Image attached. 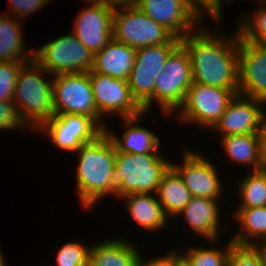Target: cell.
Here are the masks:
<instances>
[{"mask_svg": "<svg viewBox=\"0 0 266 266\" xmlns=\"http://www.w3.org/2000/svg\"><path fill=\"white\" fill-rule=\"evenodd\" d=\"M21 20L0 14V62H31L34 53L26 49L21 33ZM25 46V47H24ZM30 54V55H29ZM28 58V59H27Z\"/></svg>", "mask_w": 266, "mask_h": 266, "instance_id": "24", "label": "cell"}, {"mask_svg": "<svg viewBox=\"0 0 266 266\" xmlns=\"http://www.w3.org/2000/svg\"><path fill=\"white\" fill-rule=\"evenodd\" d=\"M178 266H185V265L182 262H180Z\"/></svg>", "mask_w": 266, "mask_h": 266, "instance_id": "42", "label": "cell"}, {"mask_svg": "<svg viewBox=\"0 0 266 266\" xmlns=\"http://www.w3.org/2000/svg\"><path fill=\"white\" fill-rule=\"evenodd\" d=\"M258 137V171L266 172V119L262 123L260 130L256 133Z\"/></svg>", "mask_w": 266, "mask_h": 266, "instance_id": "37", "label": "cell"}, {"mask_svg": "<svg viewBox=\"0 0 266 266\" xmlns=\"http://www.w3.org/2000/svg\"><path fill=\"white\" fill-rule=\"evenodd\" d=\"M90 246L69 242L64 244L57 252L58 266H88Z\"/></svg>", "mask_w": 266, "mask_h": 266, "instance_id": "31", "label": "cell"}, {"mask_svg": "<svg viewBox=\"0 0 266 266\" xmlns=\"http://www.w3.org/2000/svg\"><path fill=\"white\" fill-rule=\"evenodd\" d=\"M161 156L158 152L130 154L116 150L113 169L116 196L156 193L163 175L172 166V162Z\"/></svg>", "mask_w": 266, "mask_h": 266, "instance_id": "4", "label": "cell"}, {"mask_svg": "<svg viewBox=\"0 0 266 266\" xmlns=\"http://www.w3.org/2000/svg\"><path fill=\"white\" fill-rule=\"evenodd\" d=\"M192 82L191 58L186 47L180 43L169 54L163 70L156 77L153 101L163 114L171 115L184 103Z\"/></svg>", "mask_w": 266, "mask_h": 266, "instance_id": "5", "label": "cell"}, {"mask_svg": "<svg viewBox=\"0 0 266 266\" xmlns=\"http://www.w3.org/2000/svg\"><path fill=\"white\" fill-rule=\"evenodd\" d=\"M175 251H171L162 257L152 258L145 261L141 258V254L138 257L136 266H178L181 262L180 254Z\"/></svg>", "mask_w": 266, "mask_h": 266, "instance_id": "36", "label": "cell"}, {"mask_svg": "<svg viewBox=\"0 0 266 266\" xmlns=\"http://www.w3.org/2000/svg\"><path fill=\"white\" fill-rule=\"evenodd\" d=\"M124 239H110L90 247L88 266H136L139 251Z\"/></svg>", "mask_w": 266, "mask_h": 266, "instance_id": "21", "label": "cell"}, {"mask_svg": "<svg viewBox=\"0 0 266 266\" xmlns=\"http://www.w3.org/2000/svg\"><path fill=\"white\" fill-rule=\"evenodd\" d=\"M29 62H0V101H13L20 70Z\"/></svg>", "mask_w": 266, "mask_h": 266, "instance_id": "30", "label": "cell"}, {"mask_svg": "<svg viewBox=\"0 0 266 266\" xmlns=\"http://www.w3.org/2000/svg\"><path fill=\"white\" fill-rule=\"evenodd\" d=\"M227 266H263L259 252L253 246L234 245L228 256Z\"/></svg>", "mask_w": 266, "mask_h": 266, "instance_id": "32", "label": "cell"}, {"mask_svg": "<svg viewBox=\"0 0 266 266\" xmlns=\"http://www.w3.org/2000/svg\"><path fill=\"white\" fill-rule=\"evenodd\" d=\"M234 245L230 240L229 245L223 250H219L217 247H193L180 255L181 262L185 266H227L228 256Z\"/></svg>", "mask_w": 266, "mask_h": 266, "instance_id": "28", "label": "cell"}, {"mask_svg": "<svg viewBox=\"0 0 266 266\" xmlns=\"http://www.w3.org/2000/svg\"><path fill=\"white\" fill-rule=\"evenodd\" d=\"M24 126L19 118L14 102L0 101V130H14V128H24Z\"/></svg>", "mask_w": 266, "mask_h": 266, "instance_id": "33", "label": "cell"}, {"mask_svg": "<svg viewBox=\"0 0 266 266\" xmlns=\"http://www.w3.org/2000/svg\"><path fill=\"white\" fill-rule=\"evenodd\" d=\"M180 43L181 39L173 37L167 44L136 49L135 62L127 81L133 97L145 113L153 104L156 77L163 70L169 54Z\"/></svg>", "mask_w": 266, "mask_h": 266, "instance_id": "7", "label": "cell"}, {"mask_svg": "<svg viewBox=\"0 0 266 266\" xmlns=\"http://www.w3.org/2000/svg\"><path fill=\"white\" fill-rule=\"evenodd\" d=\"M88 3L89 4H106V0H87V4Z\"/></svg>", "mask_w": 266, "mask_h": 266, "instance_id": "40", "label": "cell"}, {"mask_svg": "<svg viewBox=\"0 0 266 266\" xmlns=\"http://www.w3.org/2000/svg\"><path fill=\"white\" fill-rule=\"evenodd\" d=\"M189 5L204 19V12L210 16L214 23L220 24L222 15V2L227 0H187ZM230 1V0H228ZM204 9V10H203Z\"/></svg>", "mask_w": 266, "mask_h": 266, "instance_id": "34", "label": "cell"}, {"mask_svg": "<svg viewBox=\"0 0 266 266\" xmlns=\"http://www.w3.org/2000/svg\"><path fill=\"white\" fill-rule=\"evenodd\" d=\"M218 200L192 196L190 202L176 216H184L190 229L198 235L213 242L219 239V207Z\"/></svg>", "mask_w": 266, "mask_h": 266, "instance_id": "19", "label": "cell"}, {"mask_svg": "<svg viewBox=\"0 0 266 266\" xmlns=\"http://www.w3.org/2000/svg\"><path fill=\"white\" fill-rule=\"evenodd\" d=\"M120 198L126 200L127 210L139 226L153 231L167 226L169 217L164 212L155 193H132Z\"/></svg>", "mask_w": 266, "mask_h": 266, "instance_id": "20", "label": "cell"}, {"mask_svg": "<svg viewBox=\"0 0 266 266\" xmlns=\"http://www.w3.org/2000/svg\"><path fill=\"white\" fill-rule=\"evenodd\" d=\"M234 96L232 90L192 82L185 101L178 110L179 121L200 124L210 129L220 119Z\"/></svg>", "mask_w": 266, "mask_h": 266, "instance_id": "10", "label": "cell"}, {"mask_svg": "<svg viewBox=\"0 0 266 266\" xmlns=\"http://www.w3.org/2000/svg\"><path fill=\"white\" fill-rule=\"evenodd\" d=\"M258 252L262 260V265L266 266V241H263L261 243H257L255 246H253Z\"/></svg>", "mask_w": 266, "mask_h": 266, "instance_id": "39", "label": "cell"}, {"mask_svg": "<svg viewBox=\"0 0 266 266\" xmlns=\"http://www.w3.org/2000/svg\"><path fill=\"white\" fill-rule=\"evenodd\" d=\"M239 183L242 202L238 209L266 206V172L251 171Z\"/></svg>", "mask_w": 266, "mask_h": 266, "instance_id": "27", "label": "cell"}, {"mask_svg": "<svg viewBox=\"0 0 266 266\" xmlns=\"http://www.w3.org/2000/svg\"><path fill=\"white\" fill-rule=\"evenodd\" d=\"M142 117V115L130 118H123L126 131L123 134V139L118 135L109 132L106 128V132L115 144L116 150L122 153L130 154H145L149 152H158V145L160 140L154 132H151L147 128H143L136 124V121Z\"/></svg>", "mask_w": 266, "mask_h": 266, "instance_id": "22", "label": "cell"}, {"mask_svg": "<svg viewBox=\"0 0 266 266\" xmlns=\"http://www.w3.org/2000/svg\"><path fill=\"white\" fill-rule=\"evenodd\" d=\"M34 60L51 75L90 72L93 54L71 33L60 36L39 49Z\"/></svg>", "mask_w": 266, "mask_h": 266, "instance_id": "8", "label": "cell"}, {"mask_svg": "<svg viewBox=\"0 0 266 266\" xmlns=\"http://www.w3.org/2000/svg\"><path fill=\"white\" fill-rule=\"evenodd\" d=\"M5 263H6V262H5V260H4L3 255H2V252L0 251V266H5V265H6Z\"/></svg>", "mask_w": 266, "mask_h": 266, "instance_id": "41", "label": "cell"}, {"mask_svg": "<svg viewBox=\"0 0 266 266\" xmlns=\"http://www.w3.org/2000/svg\"><path fill=\"white\" fill-rule=\"evenodd\" d=\"M221 139L225 155L235 163L249 165L252 171H258L257 134H239L224 136Z\"/></svg>", "mask_w": 266, "mask_h": 266, "instance_id": "26", "label": "cell"}, {"mask_svg": "<svg viewBox=\"0 0 266 266\" xmlns=\"http://www.w3.org/2000/svg\"><path fill=\"white\" fill-rule=\"evenodd\" d=\"M76 152L79 158L76 190L81 207L91 209L101 198L110 194L116 196L113 180L116 147L107 132L83 144Z\"/></svg>", "mask_w": 266, "mask_h": 266, "instance_id": "2", "label": "cell"}, {"mask_svg": "<svg viewBox=\"0 0 266 266\" xmlns=\"http://www.w3.org/2000/svg\"><path fill=\"white\" fill-rule=\"evenodd\" d=\"M136 49L113 38L93 55L92 72L128 80L133 68Z\"/></svg>", "mask_w": 266, "mask_h": 266, "instance_id": "18", "label": "cell"}, {"mask_svg": "<svg viewBox=\"0 0 266 266\" xmlns=\"http://www.w3.org/2000/svg\"><path fill=\"white\" fill-rule=\"evenodd\" d=\"M155 194L169 218L176 217L192 197L182 177L172 166L163 175Z\"/></svg>", "mask_w": 266, "mask_h": 266, "instance_id": "23", "label": "cell"}, {"mask_svg": "<svg viewBox=\"0 0 266 266\" xmlns=\"http://www.w3.org/2000/svg\"><path fill=\"white\" fill-rule=\"evenodd\" d=\"M137 7L179 39L203 21L187 0H139Z\"/></svg>", "mask_w": 266, "mask_h": 266, "instance_id": "13", "label": "cell"}, {"mask_svg": "<svg viewBox=\"0 0 266 266\" xmlns=\"http://www.w3.org/2000/svg\"><path fill=\"white\" fill-rule=\"evenodd\" d=\"M52 82L55 114L85 115L106 130L95 106L89 72L53 75Z\"/></svg>", "mask_w": 266, "mask_h": 266, "instance_id": "6", "label": "cell"}, {"mask_svg": "<svg viewBox=\"0 0 266 266\" xmlns=\"http://www.w3.org/2000/svg\"><path fill=\"white\" fill-rule=\"evenodd\" d=\"M13 17L23 19L27 15H32L33 12L40 10L44 5L49 3V0H9ZM51 1V0H50ZM25 16V17H24Z\"/></svg>", "mask_w": 266, "mask_h": 266, "instance_id": "35", "label": "cell"}, {"mask_svg": "<svg viewBox=\"0 0 266 266\" xmlns=\"http://www.w3.org/2000/svg\"><path fill=\"white\" fill-rule=\"evenodd\" d=\"M40 130L59 150L68 152H76L104 132L92 118L77 114H55Z\"/></svg>", "mask_w": 266, "mask_h": 266, "instance_id": "12", "label": "cell"}, {"mask_svg": "<svg viewBox=\"0 0 266 266\" xmlns=\"http://www.w3.org/2000/svg\"><path fill=\"white\" fill-rule=\"evenodd\" d=\"M196 31L181 39L191 58L193 82L239 94L238 29L229 38L203 28Z\"/></svg>", "mask_w": 266, "mask_h": 266, "instance_id": "1", "label": "cell"}, {"mask_svg": "<svg viewBox=\"0 0 266 266\" xmlns=\"http://www.w3.org/2000/svg\"><path fill=\"white\" fill-rule=\"evenodd\" d=\"M44 74L50 76V82ZM52 77L53 75L35 60L27 63L20 70L13 94V102L25 128L29 125V129L35 128L38 131L55 116Z\"/></svg>", "mask_w": 266, "mask_h": 266, "instance_id": "3", "label": "cell"}, {"mask_svg": "<svg viewBox=\"0 0 266 266\" xmlns=\"http://www.w3.org/2000/svg\"><path fill=\"white\" fill-rule=\"evenodd\" d=\"M174 36L137 6L114 9L113 39L138 49L167 44Z\"/></svg>", "mask_w": 266, "mask_h": 266, "instance_id": "9", "label": "cell"}, {"mask_svg": "<svg viewBox=\"0 0 266 266\" xmlns=\"http://www.w3.org/2000/svg\"><path fill=\"white\" fill-rule=\"evenodd\" d=\"M263 6L254 12L252 18H246L239 23V34L247 41L258 45L266 43V1H260ZM265 4V5H264Z\"/></svg>", "mask_w": 266, "mask_h": 266, "instance_id": "29", "label": "cell"}, {"mask_svg": "<svg viewBox=\"0 0 266 266\" xmlns=\"http://www.w3.org/2000/svg\"><path fill=\"white\" fill-rule=\"evenodd\" d=\"M139 0H106V4L113 8L135 7Z\"/></svg>", "mask_w": 266, "mask_h": 266, "instance_id": "38", "label": "cell"}, {"mask_svg": "<svg viewBox=\"0 0 266 266\" xmlns=\"http://www.w3.org/2000/svg\"><path fill=\"white\" fill-rule=\"evenodd\" d=\"M182 162H172V167L182 177L192 196L215 200L222 196V182L217 172L219 169L211 161L190 149H184Z\"/></svg>", "mask_w": 266, "mask_h": 266, "instance_id": "14", "label": "cell"}, {"mask_svg": "<svg viewBox=\"0 0 266 266\" xmlns=\"http://www.w3.org/2000/svg\"><path fill=\"white\" fill-rule=\"evenodd\" d=\"M95 106L101 117L119 114L121 119L144 115L143 107L133 97L128 81L100 73L89 72Z\"/></svg>", "mask_w": 266, "mask_h": 266, "instance_id": "11", "label": "cell"}, {"mask_svg": "<svg viewBox=\"0 0 266 266\" xmlns=\"http://www.w3.org/2000/svg\"><path fill=\"white\" fill-rule=\"evenodd\" d=\"M236 211L233 217L239 222L242 231H237L231 237L232 242L238 246H255L256 239L258 243L266 241V206Z\"/></svg>", "mask_w": 266, "mask_h": 266, "instance_id": "25", "label": "cell"}, {"mask_svg": "<svg viewBox=\"0 0 266 266\" xmlns=\"http://www.w3.org/2000/svg\"><path fill=\"white\" fill-rule=\"evenodd\" d=\"M239 94L266 104V48L239 34Z\"/></svg>", "mask_w": 266, "mask_h": 266, "instance_id": "16", "label": "cell"}, {"mask_svg": "<svg viewBox=\"0 0 266 266\" xmlns=\"http://www.w3.org/2000/svg\"><path fill=\"white\" fill-rule=\"evenodd\" d=\"M262 104L265 105L264 102L252 97L235 94L212 129L218 130L221 137L256 134L266 119Z\"/></svg>", "mask_w": 266, "mask_h": 266, "instance_id": "15", "label": "cell"}, {"mask_svg": "<svg viewBox=\"0 0 266 266\" xmlns=\"http://www.w3.org/2000/svg\"><path fill=\"white\" fill-rule=\"evenodd\" d=\"M78 12L72 33L94 55L113 38L114 9L107 4H89Z\"/></svg>", "mask_w": 266, "mask_h": 266, "instance_id": "17", "label": "cell"}]
</instances>
